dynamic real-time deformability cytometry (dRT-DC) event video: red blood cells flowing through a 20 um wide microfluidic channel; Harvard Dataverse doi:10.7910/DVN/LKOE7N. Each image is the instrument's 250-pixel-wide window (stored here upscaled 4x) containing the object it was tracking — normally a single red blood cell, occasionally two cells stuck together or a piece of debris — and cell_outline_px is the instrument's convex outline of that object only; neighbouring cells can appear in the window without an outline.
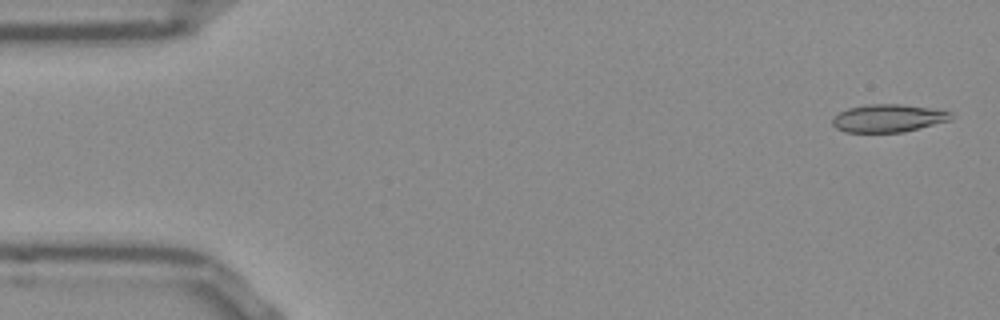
{"species": "Egyptian fruit bat (a non-hibernating species)", "species_latin": "Rousettus aegyptiacus", "temperature_condition": "room temperature", "stored_images_in_passage": 52, "camera_frame_rate_fps": 3000, "um_per_image_px": 0.085, "frame": {"image": 1, "passage_image": 2, "time_ms": 0.333, "image_size_px": [1000, 320], "cell_outline_px": [[956, 116], [952, 120], [904, 132], [844, 132], [836, 128], [832, 124], [832, 120], [840, 112], [848, 108], [868, 104], [900, 104], [932, 108], [952, 112]], "centroid_in_image_um": [75.56, 10.05], "position_along_channel_um": 9.4, "area_um2": 19.36}}
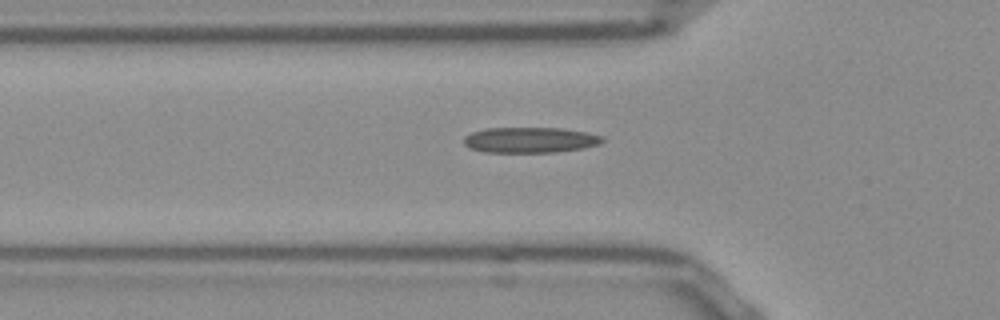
{"frame": {"image": 2, "passage_image": 17, "time_ms": 5.333, "image_size_px": [1000, 320], "cell_outline_px": [[604, 140], [600, 144], [584, 148], [556, 152], [484, 152], [468, 148], [464, 144], [464, 136], [472, 132], [488, 128], [560, 128], [584, 132], [604, 136]], "centroid_in_image_um": [45.05, 11.9], "position_along_channel_um": 80.7, "area_um2": 20.69}}
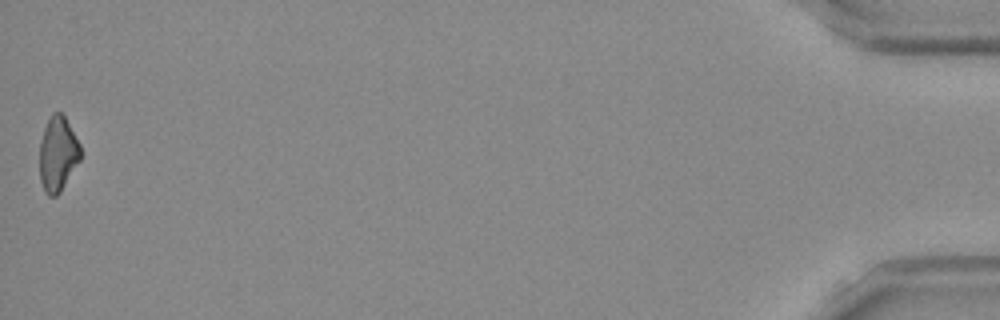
{"frame": {"image": 3, "passage_image": 52, "time_ms": 17.0, "image_size_px": [1000, 320], "cell_outline_px": [[80, 160], [60, 192], [56, 196], [48, 196], [44, 192], [40, 180], [40, 140], [44, 128], [52, 112], [60, 112], [64, 116], [80, 144]], "centroid_in_image_um": [4.9, 13.1], "position_along_channel_um": 430.3, "area_um2": 17.74}, "authors_computed_cell_mechanics": {"area_um2": 19.363, "velocity_mm_per_s": 3.8714, "shape_relaxation_time_tau1_ms": null, "shape_relaxation_time_tau2_ms": 8.2146, "deformation_change_tau1": null, "deformation_change_tau2": 0.2175}}